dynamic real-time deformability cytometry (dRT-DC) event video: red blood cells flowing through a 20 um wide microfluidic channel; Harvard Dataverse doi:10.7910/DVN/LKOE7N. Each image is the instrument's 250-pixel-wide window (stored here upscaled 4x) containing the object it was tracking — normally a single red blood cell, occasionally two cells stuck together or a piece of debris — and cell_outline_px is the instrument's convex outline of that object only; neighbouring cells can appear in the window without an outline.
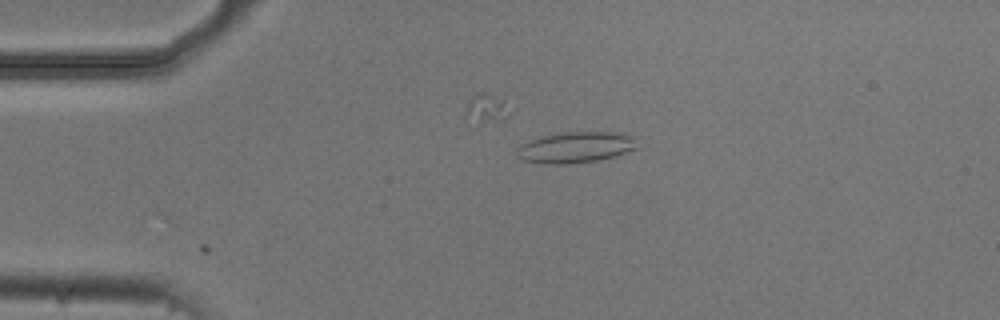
{"species": "common noctule bat (a hibernating species)", "species_latin": "Nyctalus noctula", "temperature_condition": "cold", "stored_images_in_passage": 5, "camera_frame_rate_fps": 3000, "um_per_image_px": 0.085, "animal": {"sex": "male", "body_mass_g": 20.5, "forearm_length_mm": 52.5}, "frame": {"image": 1, "passage_image": 4, "time_ms": 1.0, "image_size_px": [1000, 320], "cell_outline_px": [[640, 148], [616, 156], [600, 160], [568, 164], [544, 164], [524, 160], [516, 156], [516, 148], [520, 144], [528, 140], [540, 136], [560, 132], [616, 132], [636, 136]], "centroid_in_image_um": [48.96, 12.52], "position_along_channel_um": 36.0, "area_um2": 22.43}}